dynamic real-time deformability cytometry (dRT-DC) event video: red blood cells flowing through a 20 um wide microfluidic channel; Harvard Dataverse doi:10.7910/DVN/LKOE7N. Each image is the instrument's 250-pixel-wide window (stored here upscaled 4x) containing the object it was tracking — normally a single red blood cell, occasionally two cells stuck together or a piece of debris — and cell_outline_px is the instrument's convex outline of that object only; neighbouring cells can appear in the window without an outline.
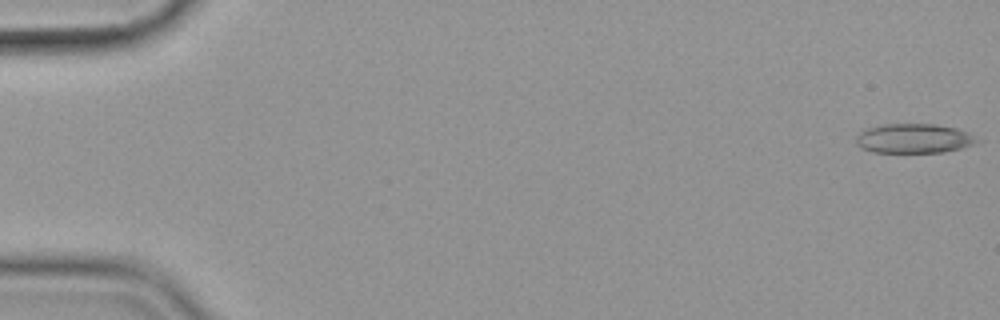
{"species": "common noctule bat (a hibernating species)", "species_latin": "Nyctalus noctula", "temperature_condition": "cold", "stored_images_in_passage": 56, "camera_frame_rate_fps": 3000, "um_per_image_px": 0.085, "animal": {"sex": "female", "body_mass_g": 19.9}, "frame": {"image": 1, "passage_image": 1, "time_ms": 0.0, "image_size_px": [1000, 320], "cell_outline_px": [[984, 140], [976, 144], [944, 152], [872, 152], [860, 148], [856, 144], [856, 136], [864, 128], [880, 124], [936, 124], [956, 128]], "centroid_in_image_um": [77.67, 11.76], "position_along_channel_um": 7.3, "area_um2": 21.04}}
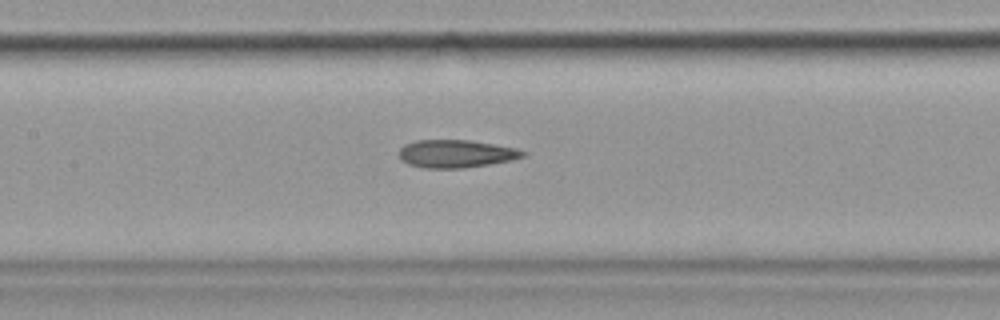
{"frame": {"image": 2, "passage_image": 27, "time_ms": 8.667, "image_size_px": [1000, 320], "cell_outline_px": [[528, 156], [512, 160], [464, 168], [424, 168], [408, 164], [400, 160], [400, 148], [404, 144], [416, 140], [468, 140], [516, 148], [528, 152]], "centroid_in_image_um": [38.78, 13.07], "position_along_channel_um": 168.6, "area_um2": 20.17}}
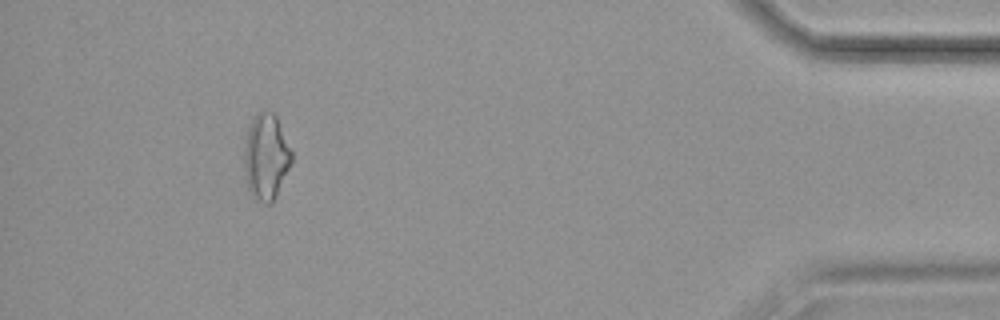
{"frame": {"image": 3, "passage_image": 52, "time_ms": 17.0, "image_size_px": [1000, 320], "cell_outline_px": [[292, 164], [272, 204], [264, 204], [252, 200], [248, 188], [244, 168], [244, 144], [248, 124], [256, 112], [264, 108], [272, 112], [276, 116], [292, 152]], "centroid_in_image_um": [22.59, 13.33], "position_along_channel_um": 412.6, "area_um2": 24.45}, "authors_computed_cell_mechanics": {"area_um2": 21.0681, "velocity_mm_per_s": 3.5987, "shape_relaxation_time_tau1_ms": null, "shape_relaxation_time_tau2_ms": 2.9389, "deformation_change_tau1": null, "deformation_change_tau2": 0.1356}}